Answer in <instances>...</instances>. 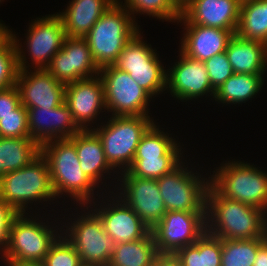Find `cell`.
<instances>
[{
    "instance_id": "cell-25",
    "label": "cell",
    "mask_w": 267,
    "mask_h": 266,
    "mask_svg": "<svg viewBox=\"0 0 267 266\" xmlns=\"http://www.w3.org/2000/svg\"><path fill=\"white\" fill-rule=\"evenodd\" d=\"M41 154V146L30 137L0 138V177L29 165Z\"/></svg>"
},
{
    "instance_id": "cell-38",
    "label": "cell",
    "mask_w": 267,
    "mask_h": 266,
    "mask_svg": "<svg viewBox=\"0 0 267 266\" xmlns=\"http://www.w3.org/2000/svg\"><path fill=\"white\" fill-rule=\"evenodd\" d=\"M204 63L208 72L211 86L214 90L218 89L234 74L233 68L225 52L209 58Z\"/></svg>"
},
{
    "instance_id": "cell-6",
    "label": "cell",
    "mask_w": 267,
    "mask_h": 266,
    "mask_svg": "<svg viewBox=\"0 0 267 266\" xmlns=\"http://www.w3.org/2000/svg\"><path fill=\"white\" fill-rule=\"evenodd\" d=\"M93 131L102 142L109 165L119 173L125 172L133 159L142 135L154 123L150 116H111ZM103 125V126H102ZM120 170V171H119Z\"/></svg>"
},
{
    "instance_id": "cell-24",
    "label": "cell",
    "mask_w": 267,
    "mask_h": 266,
    "mask_svg": "<svg viewBox=\"0 0 267 266\" xmlns=\"http://www.w3.org/2000/svg\"><path fill=\"white\" fill-rule=\"evenodd\" d=\"M225 53L234 73L266 75L267 45L259 41L246 40L234 34Z\"/></svg>"
},
{
    "instance_id": "cell-13",
    "label": "cell",
    "mask_w": 267,
    "mask_h": 266,
    "mask_svg": "<svg viewBox=\"0 0 267 266\" xmlns=\"http://www.w3.org/2000/svg\"><path fill=\"white\" fill-rule=\"evenodd\" d=\"M120 174L121 176L117 175L119 177L114 178V180L118 178L117 184H115L117 188L113 187V190L115 191L116 189V192H118L115 194L119 196L151 230L167 212L161 197L157 179L135 177L128 171ZM119 181L122 183H118Z\"/></svg>"
},
{
    "instance_id": "cell-47",
    "label": "cell",
    "mask_w": 267,
    "mask_h": 266,
    "mask_svg": "<svg viewBox=\"0 0 267 266\" xmlns=\"http://www.w3.org/2000/svg\"><path fill=\"white\" fill-rule=\"evenodd\" d=\"M21 266H41L40 264H36V265H21Z\"/></svg>"
},
{
    "instance_id": "cell-4",
    "label": "cell",
    "mask_w": 267,
    "mask_h": 266,
    "mask_svg": "<svg viewBox=\"0 0 267 266\" xmlns=\"http://www.w3.org/2000/svg\"><path fill=\"white\" fill-rule=\"evenodd\" d=\"M137 24L118 1L103 13L83 37L99 69L117 61L124 46L140 31Z\"/></svg>"
},
{
    "instance_id": "cell-30",
    "label": "cell",
    "mask_w": 267,
    "mask_h": 266,
    "mask_svg": "<svg viewBox=\"0 0 267 266\" xmlns=\"http://www.w3.org/2000/svg\"><path fill=\"white\" fill-rule=\"evenodd\" d=\"M170 133H165L159 125L154 122L142 135L138 144L134 158H144V156H183L184 152L176 139Z\"/></svg>"
},
{
    "instance_id": "cell-17",
    "label": "cell",
    "mask_w": 267,
    "mask_h": 266,
    "mask_svg": "<svg viewBox=\"0 0 267 266\" xmlns=\"http://www.w3.org/2000/svg\"><path fill=\"white\" fill-rule=\"evenodd\" d=\"M65 102L80 130H92L94 124L98 126L97 119H101L99 114L106 110L104 85L100 76L81 79L65 85Z\"/></svg>"
},
{
    "instance_id": "cell-8",
    "label": "cell",
    "mask_w": 267,
    "mask_h": 266,
    "mask_svg": "<svg viewBox=\"0 0 267 266\" xmlns=\"http://www.w3.org/2000/svg\"><path fill=\"white\" fill-rule=\"evenodd\" d=\"M80 207L84 213L79 211L81 216L77 214L74 221L64 218L70 222L62 221L61 234L76 249L84 266H107L116 242L106 234L101 220L87 205Z\"/></svg>"
},
{
    "instance_id": "cell-43",
    "label": "cell",
    "mask_w": 267,
    "mask_h": 266,
    "mask_svg": "<svg viewBox=\"0 0 267 266\" xmlns=\"http://www.w3.org/2000/svg\"><path fill=\"white\" fill-rule=\"evenodd\" d=\"M153 266H182L180 261L172 254H160Z\"/></svg>"
},
{
    "instance_id": "cell-1",
    "label": "cell",
    "mask_w": 267,
    "mask_h": 266,
    "mask_svg": "<svg viewBox=\"0 0 267 266\" xmlns=\"http://www.w3.org/2000/svg\"><path fill=\"white\" fill-rule=\"evenodd\" d=\"M206 231L220 239L267 238V212L225 198L209 185L206 194Z\"/></svg>"
},
{
    "instance_id": "cell-23",
    "label": "cell",
    "mask_w": 267,
    "mask_h": 266,
    "mask_svg": "<svg viewBox=\"0 0 267 266\" xmlns=\"http://www.w3.org/2000/svg\"><path fill=\"white\" fill-rule=\"evenodd\" d=\"M117 0H72L65 11L56 13L67 37L83 38L103 13Z\"/></svg>"
},
{
    "instance_id": "cell-3",
    "label": "cell",
    "mask_w": 267,
    "mask_h": 266,
    "mask_svg": "<svg viewBox=\"0 0 267 266\" xmlns=\"http://www.w3.org/2000/svg\"><path fill=\"white\" fill-rule=\"evenodd\" d=\"M28 214L19 213L12 222L9 241L0 258L5 266L40 264L61 235V221L56 225L54 221L43 222L44 216L40 220Z\"/></svg>"
},
{
    "instance_id": "cell-16",
    "label": "cell",
    "mask_w": 267,
    "mask_h": 266,
    "mask_svg": "<svg viewBox=\"0 0 267 266\" xmlns=\"http://www.w3.org/2000/svg\"><path fill=\"white\" fill-rule=\"evenodd\" d=\"M179 53L178 61L167 69L166 89L171 96L181 102L196 100L204 95L214 98L215 90L211 86L205 63L190 58L180 49Z\"/></svg>"
},
{
    "instance_id": "cell-20",
    "label": "cell",
    "mask_w": 267,
    "mask_h": 266,
    "mask_svg": "<svg viewBox=\"0 0 267 266\" xmlns=\"http://www.w3.org/2000/svg\"><path fill=\"white\" fill-rule=\"evenodd\" d=\"M241 0H192L177 23L197 24L236 33Z\"/></svg>"
},
{
    "instance_id": "cell-44",
    "label": "cell",
    "mask_w": 267,
    "mask_h": 266,
    "mask_svg": "<svg viewBox=\"0 0 267 266\" xmlns=\"http://www.w3.org/2000/svg\"><path fill=\"white\" fill-rule=\"evenodd\" d=\"M253 266H267V242L258 250Z\"/></svg>"
},
{
    "instance_id": "cell-45",
    "label": "cell",
    "mask_w": 267,
    "mask_h": 266,
    "mask_svg": "<svg viewBox=\"0 0 267 266\" xmlns=\"http://www.w3.org/2000/svg\"><path fill=\"white\" fill-rule=\"evenodd\" d=\"M11 36V30L0 21V45H2Z\"/></svg>"
},
{
    "instance_id": "cell-46",
    "label": "cell",
    "mask_w": 267,
    "mask_h": 266,
    "mask_svg": "<svg viewBox=\"0 0 267 266\" xmlns=\"http://www.w3.org/2000/svg\"><path fill=\"white\" fill-rule=\"evenodd\" d=\"M175 4L182 10L184 9L192 0H173Z\"/></svg>"
},
{
    "instance_id": "cell-29",
    "label": "cell",
    "mask_w": 267,
    "mask_h": 266,
    "mask_svg": "<svg viewBox=\"0 0 267 266\" xmlns=\"http://www.w3.org/2000/svg\"><path fill=\"white\" fill-rule=\"evenodd\" d=\"M156 51V49L152 48L151 44L148 45L147 41L143 40L141 31H139L124 46L113 65L127 73H129V68L164 67Z\"/></svg>"
},
{
    "instance_id": "cell-37",
    "label": "cell",
    "mask_w": 267,
    "mask_h": 266,
    "mask_svg": "<svg viewBox=\"0 0 267 266\" xmlns=\"http://www.w3.org/2000/svg\"><path fill=\"white\" fill-rule=\"evenodd\" d=\"M0 133L2 137H30L28 111L22 104L13 110V113L2 117L0 120Z\"/></svg>"
},
{
    "instance_id": "cell-11",
    "label": "cell",
    "mask_w": 267,
    "mask_h": 266,
    "mask_svg": "<svg viewBox=\"0 0 267 266\" xmlns=\"http://www.w3.org/2000/svg\"><path fill=\"white\" fill-rule=\"evenodd\" d=\"M104 85V100L107 113L112 116H150L148 106L153 97L127 72L108 65L98 74Z\"/></svg>"
},
{
    "instance_id": "cell-22",
    "label": "cell",
    "mask_w": 267,
    "mask_h": 266,
    "mask_svg": "<svg viewBox=\"0 0 267 266\" xmlns=\"http://www.w3.org/2000/svg\"><path fill=\"white\" fill-rule=\"evenodd\" d=\"M74 145L80 161L81 169L84 174L98 187L105 179L110 177L112 173L118 174L117 171L109 165L103 150L102 142L93 130H81L69 139ZM112 171V172H111ZM105 174V175H104ZM107 175H110L109 177ZM105 176L107 178H105ZM104 177V178H103ZM101 181V184H100ZM100 184V185H99Z\"/></svg>"
},
{
    "instance_id": "cell-35",
    "label": "cell",
    "mask_w": 267,
    "mask_h": 266,
    "mask_svg": "<svg viewBox=\"0 0 267 266\" xmlns=\"http://www.w3.org/2000/svg\"><path fill=\"white\" fill-rule=\"evenodd\" d=\"M41 266H84L76 249L61 234L51 245Z\"/></svg>"
},
{
    "instance_id": "cell-10",
    "label": "cell",
    "mask_w": 267,
    "mask_h": 266,
    "mask_svg": "<svg viewBox=\"0 0 267 266\" xmlns=\"http://www.w3.org/2000/svg\"><path fill=\"white\" fill-rule=\"evenodd\" d=\"M183 161L172 172L157 179L167 211L206 212L207 178L193 172ZM202 177V178H201Z\"/></svg>"
},
{
    "instance_id": "cell-18",
    "label": "cell",
    "mask_w": 267,
    "mask_h": 266,
    "mask_svg": "<svg viewBox=\"0 0 267 266\" xmlns=\"http://www.w3.org/2000/svg\"><path fill=\"white\" fill-rule=\"evenodd\" d=\"M21 104L26 108H55L65 102V85L46 69L19 70L16 79Z\"/></svg>"
},
{
    "instance_id": "cell-26",
    "label": "cell",
    "mask_w": 267,
    "mask_h": 266,
    "mask_svg": "<svg viewBox=\"0 0 267 266\" xmlns=\"http://www.w3.org/2000/svg\"><path fill=\"white\" fill-rule=\"evenodd\" d=\"M159 255L150 231L141 239L116 244L107 266H153Z\"/></svg>"
},
{
    "instance_id": "cell-12",
    "label": "cell",
    "mask_w": 267,
    "mask_h": 266,
    "mask_svg": "<svg viewBox=\"0 0 267 266\" xmlns=\"http://www.w3.org/2000/svg\"><path fill=\"white\" fill-rule=\"evenodd\" d=\"M151 232L159 254L174 255L206 232V212L167 211Z\"/></svg>"
},
{
    "instance_id": "cell-41",
    "label": "cell",
    "mask_w": 267,
    "mask_h": 266,
    "mask_svg": "<svg viewBox=\"0 0 267 266\" xmlns=\"http://www.w3.org/2000/svg\"><path fill=\"white\" fill-rule=\"evenodd\" d=\"M21 104L19 90L16 85L0 90V120L3 116L13 113Z\"/></svg>"
},
{
    "instance_id": "cell-40",
    "label": "cell",
    "mask_w": 267,
    "mask_h": 266,
    "mask_svg": "<svg viewBox=\"0 0 267 266\" xmlns=\"http://www.w3.org/2000/svg\"><path fill=\"white\" fill-rule=\"evenodd\" d=\"M19 213L0 198V254L6 248L12 222Z\"/></svg>"
},
{
    "instance_id": "cell-34",
    "label": "cell",
    "mask_w": 267,
    "mask_h": 266,
    "mask_svg": "<svg viewBox=\"0 0 267 266\" xmlns=\"http://www.w3.org/2000/svg\"><path fill=\"white\" fill-rule=\"evenodd\" d=\"M129 76L152 97L166 90L167 71L165 67L129 68Z\"/></svg>"
},
{
    "instance_id": "cell-5",
    "label": "cell",
    "mask_w": 267,
    "mask_h": 266,
    "mask_svg": "<svg viewBox=\"0 0 267 266\" xmlns=\"http://www.w3.org/2000/svg\"><path fill=\"white\" fill-rule=\"evenodd\" d=\"M0 198L18 213L29 210L30 204L53 202L55 196L47 159L40 154L29 165L0 177Z\"/></svg>"
},
{
    "instance_id": "cell-2",
    "label": "cell",
    "mask_w": 267,
    "mask_h": 266,
    "mask_svg": "<svg viewBox=\"0 0 267 266\" xmlns=\"http://www.w3.org/2000/svg\"><path fill=\"white\" fill-rule=\"evenodd\" d=\"M41 154L49 163L56 198L70 196L71 201H76V206H85L95 201L94 190L98 187L84 174L75 145L69 139L52 140L43 144Z\"/></svg>"
},
{
    "instance_id": "cell-31",
    "label": "cell",
    "mask_w": 267,
    "mask_h": 266,
    "mask_svg": "<svg viewBox=\"0 0 267 266\" xmlns=\"http://www.w3.org/2000/svg\"><path fill=\"white\" fill-rule=\"evenodd\" d=\"M267 238L221 239V266H253L258 250Z\"/></svg>"
},
{
    "instance_id": "cell-9",
    "label": "cell",
    "mask_w": 267,
    "mask_h": 266,
    "mask_svg": "<svg viewBox=\"0 0 267 266\" xmlns=\"http://www.w3.org/2000/svg\"><path fill=\"white\" fill-rule=\"evenodd\" d=\"M27 30L26 48L23 47L20 39L17 38L15 31H11V37L13 38L16 52H17V66L18 70L26 69H45L50 63L52 57L62 49L64 42L67 38L65 28L62 24L60 17L57 14H49L42 18L38 17L32 23H30ZM20 43V44H19ZM24 48V49H22ZM27 49V50H25ZM31 57V65H29L26 59ZM28 63V64H27ZM35 65V66H34Z\"/></svg>"
},
{
    "instance_id": "cell-32",
    "label": "cell",
    "mask_w": 267,
    "mask_h": 266,
    "mask_svg": "<svg viewBox=\"0 0 267 266\" xmlns=\"http://www.w3.org/2000/svg\"><path fill=\"white\" fill-rule=\"evenodd\" d=\"M135 19L136 14H147L162 21L177 22L182 10L173 0H117Z\"/></svg>"
},
{
    "instance_id": "cell-33",
    "label": "cell",
    "mask_w": 267,
    "mask_h": 266,
    "mask_svg": "<svg viewBox=\"0 0 267 266\" xmlns=\"http://www.w3.org/2000/svg\"><path fill=\"white\" fill-rule=\"evenodd\" d=\"M183 156H144L134 158L132 165L127 170L132 176L148 179H159L172 172L184 160Z\"/></svg>"
},
{
    "instance_id": "cell-39",
    "label": "cell",
    "mask_w": 267,
    "mask_h": 266,
    "mask_svg": "<svg viewBox=\"0 0 267 266\" xmlns=\"http://www.w3.org/2000/svg\"><path fill=\"white\" fill-rule=\"evenodd\" d=\"M221 239L207 231L199 238L202 266H221Z\"/></svg>"
},
{
    "instance_id": "cell-21",
    "label": "cell",
    "mask_w": 267,
    "mask_h": 266,
    "mask_svg": "<svg viewBox=\"0 0 267 266\" xmlns=\"http://www.w3.org/2000/svg\"><path fill=\"white\" fill-rule=\"evenodd\" d=\"M179 49L190 58L205 62L209 58L226 51L233 34L229 30L197 24H184Z\"/></svg>"
},
{
    "instance_id": "cell-36",
    "label": "cell",
    "mask_w": 267,
    "mask_h": 266,
    "mask_svg": "<svg viewBox=\"0 0 267 266\" xmlns=\"http://www.w3.org/2000/svg\"><path fill=\"white\" fill-rule=\"evenodd\" d=\"M18 71L16 47L10 36L0 45V90L16 85Z\"/></svg>"
},
{
    "instance_id": "cell-27",
    "label": "cell",
    "mask_w": 267,
    "mask_h": 266,
    "mask_svg": "<svg viewBox=\"0 0 267 266\" xmlns=\"http://www.w3.org/2000/svg\"><path fill=\"white\" fill-rule=\"evenodd\" d=\"M238 37L267 45V0L241 2L237 30Z\"/></svg>"
},
{
    "instance_id": "cell-7",
    "label": "cell",
    "mask_w": 267,
    "mask_h": 266,
    "mask_svg": "<svg viewBox=\"0 0 267 266\" xmlns=\"http://www.w3.org/2000/svg\"><path fill=\"white\" fill-rule=\"evenodd\" d=\"M227 161L215 168L210 185L223 197L267 212V171L254 164Z\"/></svg>"
},
{
    "instance_id": "cell-14",
    "label": "cell",
    "mask_w": 267,
    "mask_h": 266,
    "mask_svg": "<svg viewBox=\"0 0 267 266\" xmlns=\"http://www.w3.org/2000/svg\"><path fill=\"white\" fill-rule=\"evenodd\" d=\"M102 194L106 195L107 200L103 199ZM102 194L98 196L99 200L100 196L102 197V203L95 200L87 206L99 217L106 234L111 236L116 244L141 239L151 231L140 217L119 196L117 197L114 191H109L111 201L107 198V194L104 192Z\"/></svg>"
},
{
    "instance_id": "cell-28",
    "label": "cell",
    "mask_w": 267,
    "mask_h": 266,
    "mask_svg": "<svg viewBox=\"0 0 267 266\" xmlns=\"http://www.w3.org/2000/svg\"><path fill=\"white\" fill-rule=\"evenodd\" d=\"M264 77V75L234 73L215 90L214 100L226 105L246 103L262 90Z\"/></svg>"
},
{
    "instance_id": "cell-42",
    "label": "cell",
    "mask_w": 267,
    "mask_h": 266,
    "mask_svg": "<svg viewBox=\"0 0 267 266\" xmlns=\"http://www.w3.org/2000/svg\"><path fill=\"white\" fill-rule=\"evenodd\" d=\"M174 256L182 266H202L199 255V239L194 244L179 249Z\"/></svg>"
},
{
    "instance_id": "cell-19",
    "label": "cell",
    "mask_w": 267,
    "mask_h": 266,
    "mask_svg": "<svg viewBox=\"0 0 267 266\" xmlns=\"http://www.w3.org/2000/svg\"><path fill=\"white\" fill-rule=\"evenodd\" d=\"M27 111L30 138L40 146L52 140L70 139L81 131L66 102L51 109L28 108Z\"/></svg>"
},
{
    "instance_id": "cell-15",
    "label": "cell",
    "mask_w": 267,
    "mask_h": 266,
    "mask_svg": "<svg viewBox=\"0 0 267 266\" xmlns=\"http://www.w3.org/2000/svg\"><path fill=\"white\" fill-rule=\"evenodd\" d=\"M45 69L64 85L97 76L100 70L87 41L81 37H67Z\"/></svg>"
}]
</instances>
